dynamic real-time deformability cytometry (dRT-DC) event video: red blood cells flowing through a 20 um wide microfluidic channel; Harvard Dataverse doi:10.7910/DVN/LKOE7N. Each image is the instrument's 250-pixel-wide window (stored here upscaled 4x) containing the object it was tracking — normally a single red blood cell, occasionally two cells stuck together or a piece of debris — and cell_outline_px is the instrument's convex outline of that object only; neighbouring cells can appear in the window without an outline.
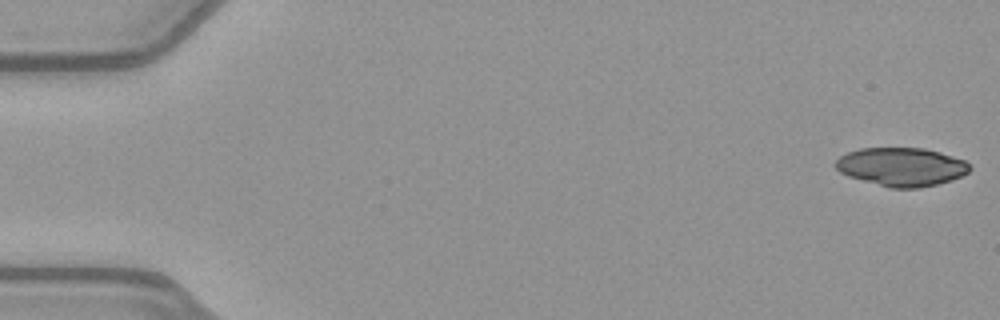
{"species": "common noctule bat (a hibernating species)", "species_latin": "Nyctalus noctula", "temperature_condition": "warm", "stored_images_in_passage": 51, "camera_frame_rate_fps": 3000, "um_per_image_px": 0.085, "animal": {"sex": "female", "body_mass_g": 21.9}, "frame": {"image": 1, "passage_image": 1, "time_ms": 0.0, "image_size_px": [1000, 320], "cell_outline_px": [[972, 168], [968, 172], [952, 180], [920, 188], [888, 188], [848, 176], [840, 172], [836, 168], [836, 160], [840, 156], [848, 152], [860, 148], [924, 148], [940, 152], [964, 160]], "centroid_in_image_um": [76.62, 14.18], "position_along_channel_um": 8.4, "area_um2": 30.06}}